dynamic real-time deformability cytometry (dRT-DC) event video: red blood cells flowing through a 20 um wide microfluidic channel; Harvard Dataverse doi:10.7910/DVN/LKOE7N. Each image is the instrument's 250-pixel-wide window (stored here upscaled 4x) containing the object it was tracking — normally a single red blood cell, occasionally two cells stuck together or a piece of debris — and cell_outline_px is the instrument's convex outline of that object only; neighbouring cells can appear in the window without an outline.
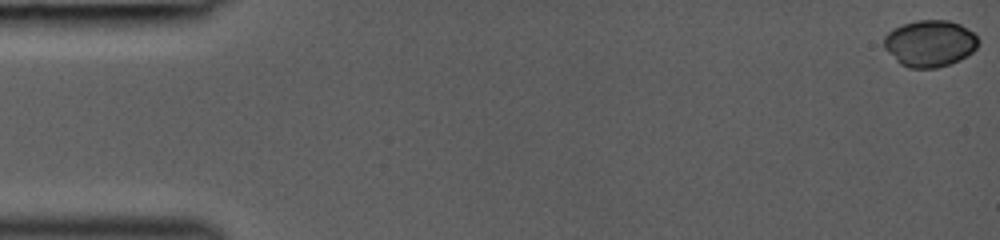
{"species": "common noctule bat (a hibernating species)", "species_latin": "Nyctalus noctula", "temperature_condition": "room temperature", "stored_images_in_passage": 44, "camera_frame_rate_fps": 3000, "um_per_image_px": 0.085, "animal": {"sex": "female", "body_mass_g": 19.0, "forearm_length_mm": 53.3}, "frame": {"image": 1, "passage_image": 1, "time_ms": 0.0, "image_size_px": [1000, 240], "cell_outline_px": [[980, 40], [976, 48], [972, 52], [960, 60], [936, 68], [908, 68], [900, 64], [884, 48], [884, 36], [892, 28], [916, 20], [948, 20], [960, 24], [972, 32]], "centroid_in_image_um": [79.02, 3.69], "position_along_channel_um": 6.0, "area_um2": 25.66}}
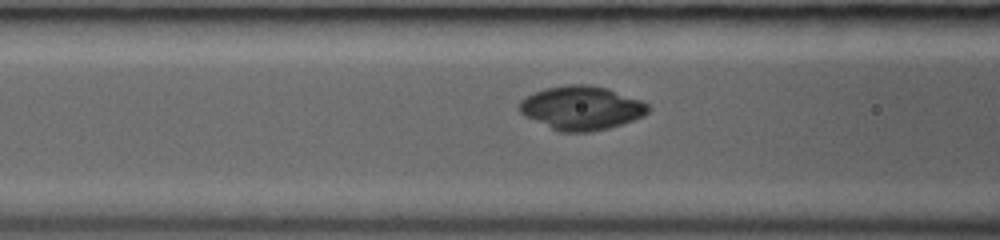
{"frame": {"image": 2, "passage_image": 19, "time_ms": 6.0, "image_size_px": [1000, 240], "cell_outline_px": [[652, 108], [644, 116], [608, 128], [592, 132], [560, 132], [524, 116], [520, 112], [520, 100], [544, 88], [568, 84], [588, 84], [608, 88], [640, 100], [648, 104]], "centroid_in_image_um": [49.44, 9.17], "position_along_channel_um": 117.2, "area_um2": 32.83}}
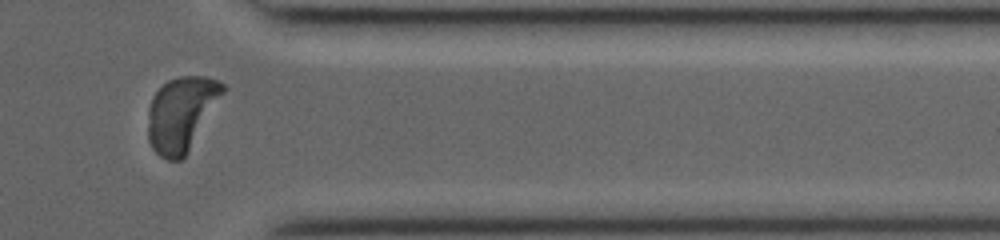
{"frame": {"image": 3, "passage_image": 38, "time_ms": 12.333, "image_size_px": [1000, 240], "cell_outline_px": [[228, 88], [188, 152], [180, 160], [168, 160], [160, 156], [152, 148], [148, 140], [148, 108], [152, 96], [168, 80], [180, 76], [204, 76], [216, 80], [224, 84]], "centroid_in_image_um": [15.43, 9.66], "position_along_channel_um": 396.0, "area_um2": 32.6}}